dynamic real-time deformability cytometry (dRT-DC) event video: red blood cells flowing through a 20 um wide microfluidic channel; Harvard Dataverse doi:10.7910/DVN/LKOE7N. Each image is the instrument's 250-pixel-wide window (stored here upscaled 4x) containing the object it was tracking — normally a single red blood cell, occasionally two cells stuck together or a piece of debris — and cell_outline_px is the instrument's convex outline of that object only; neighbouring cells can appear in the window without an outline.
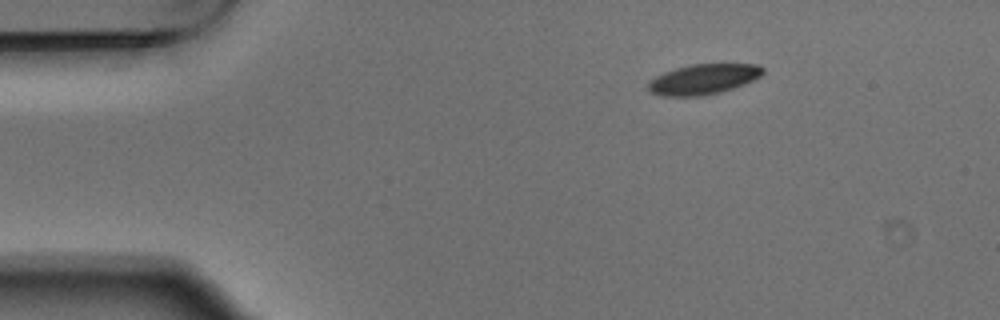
{"species": "Egyptian fruit bat (a non-hibernating species)", "species_latin": "Rousettus aegyptiacus", "temperature_condition": "warm", "stored_images_in_passage": 3, "camera_frame_rate_fps": 3000, "um_per_image_px": 0.085, "animal": {"sex": "male"}, "frame": {"image": 1, "passage_image": 1, "time_ms": 0.0, "image_size_px": [1000, 320], "cell_outline_px": [[764, 72], [760, 76], [744, 84], [720, 92], [704, 96], [664, 96], [648, 92], [648, 84], [656, 76], [664, 72], [676, 68], [692, 64], [756, 64], [764, 68]], "centroid_in_image_um": [59.78, 6.74], "position_along_channel_um": 25.2, "area_um2": 20.11}}